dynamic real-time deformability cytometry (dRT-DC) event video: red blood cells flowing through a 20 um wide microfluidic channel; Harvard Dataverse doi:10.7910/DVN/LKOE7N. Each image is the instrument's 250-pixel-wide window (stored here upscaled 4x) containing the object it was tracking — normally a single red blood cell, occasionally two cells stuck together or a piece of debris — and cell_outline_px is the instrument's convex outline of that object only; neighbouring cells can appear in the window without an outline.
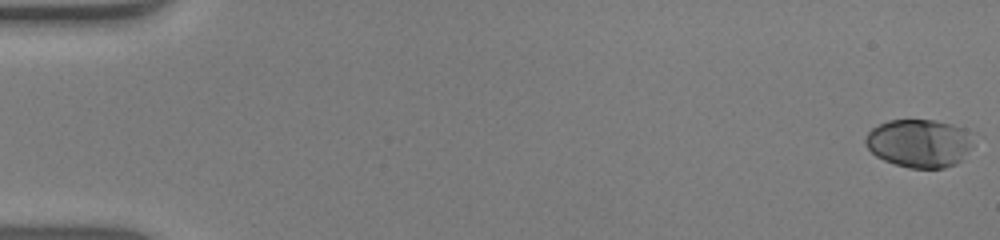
{"species": "human", "species_latin": "Homo sapiens", "temperature_condition": "warm", "stored_images_in_passage": 54, "camera_frame_rate_fps": 3000, "um_per_image_px": 0.085, "donor": {"sex": "male"}, "frame": {"image": 1, "passage_image": 1, "time_ms": 0.0, "image_size_px": [1000, 240], "cell_outline_px": [[984, 136], [956, 164], [944, 168], [908, 168], [884, 160], [876, 156], [864, 144], [864, 140], [868, 132], [872, 128], [888, 120], [936, 120], [952, 124], [964, 128]], "centroid_in_image_um": [78.27, 12.16], "position_along_channel_um": 6.7, "area_um2": 31.27}}
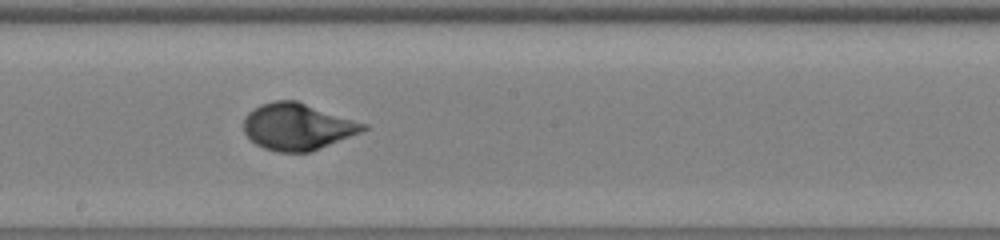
{"frame": {"image": 2, "passage_image": 31, "time_ms": 10.0, "image_size_px": [1000, 240], "cell_outline_px": [[368, 128], [360, 132], [312, 152], [280, 152], [264, 148], [256, 144], [244, 132], [244, 116], [248, 112], [260, 104], [276, 100], [296, 100], [368, 124]], "centroid_in_image_um": [25.28, 10.76], "position_along_channel_um": 222.9, "area_um2": 32.48}}
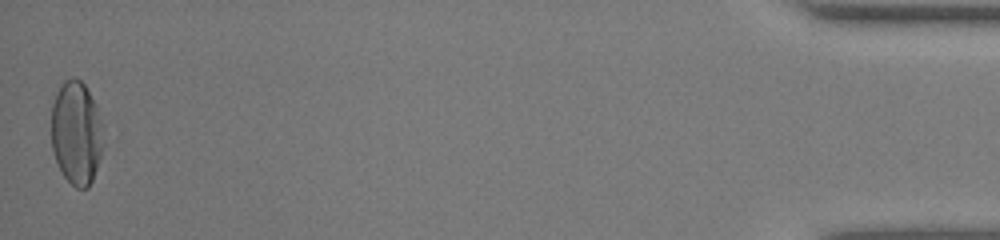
{"frame": {"image": 3, "passage_image": 54, "time_ms": 17.667, "image_size_px": [1000, 240], "cell_outline_px": [[104, 128], [100, 156], [92, 180], [88, 188], [76, 188], [64, 176], [56, 160], [52, 148], [52, 104], [56, 92], [60, 84], [64, 80], [72, 76], [76, 76], [84, 84], [96, 104], [104, 124]], "centroid_in_image_um": [6.5, 11.24], "position_along_channel_um": 428.7, "area_um2": 31.56}, "authors_computed_cell_mechanics": {"area_um2": 31.1831, "velocity_mm_per_s": 3.8876, "shape_relaxation_time_tau1_ms": 4.3094, "shape_relaxation_time_tau2_ms": null, "deformation_change_tau1": 0.2184, "deformation_change_tau2": null}}